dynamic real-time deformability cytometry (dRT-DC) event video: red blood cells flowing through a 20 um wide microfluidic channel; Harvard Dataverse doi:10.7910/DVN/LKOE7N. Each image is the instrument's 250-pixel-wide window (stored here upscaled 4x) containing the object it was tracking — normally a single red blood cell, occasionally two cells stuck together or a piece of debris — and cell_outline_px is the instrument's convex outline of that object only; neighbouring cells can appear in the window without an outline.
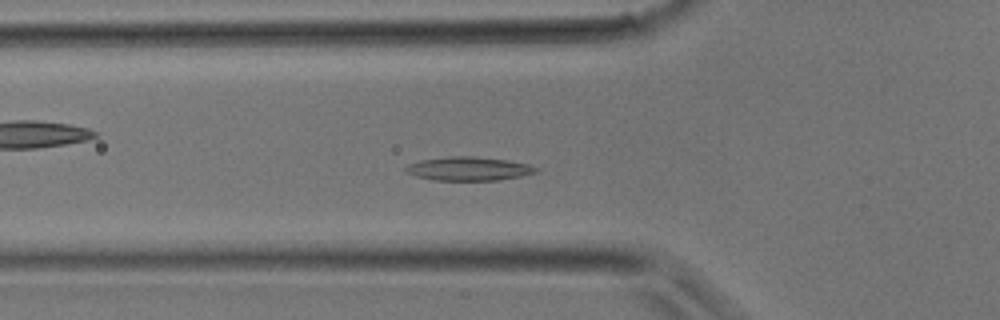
{"species": "common noctule bat (a hibernating species)", "species_latin": "Nyctalus noctula", "temperature_condition": "room temperature", "stored_images_in_passage": 34, "camera_frame_rate_fps": 3000, "um_per_image_px": 0.085, "animal": {"sex": "male", "body_mass_g": 17.9}, "frame": {"image": 1, "passage_image": 11, "time_ms": 3.333, "image_size_px": [1000, 320], "cell_outline_px": [[540, 168], [536, 172], [520, 176], [500, 180], [432, 180], [416, 176], [408, 172], [404, 168], [408, 164], [420, 160], [448, 156], [472, 156], [508, 160], [528, 164]], "centroid_in_image_um": [39.84, 14.33], "position_along_channel_um": 86.0, "area_um2": 17.98}}
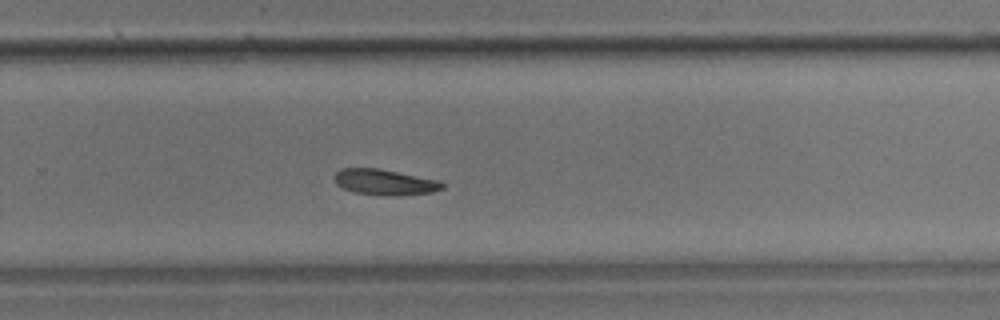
{"frame": {"image": 2, "passage_image": 22, "time_ms": 7.0, "image_size_px": [1000, 320], "cell_outline_px": [[444, 188], [432, 192], [396, 196], [384, 196], [356, 192], [340, 188], [332, 180], [332, 176], [336, 172], [344, 168], [376, 168], [440, 180], [444, 184]], "centroid_in_image_um": [32.66, 15.49], "position_along_channel_um": 297.1, "area_um2": 16.36}}
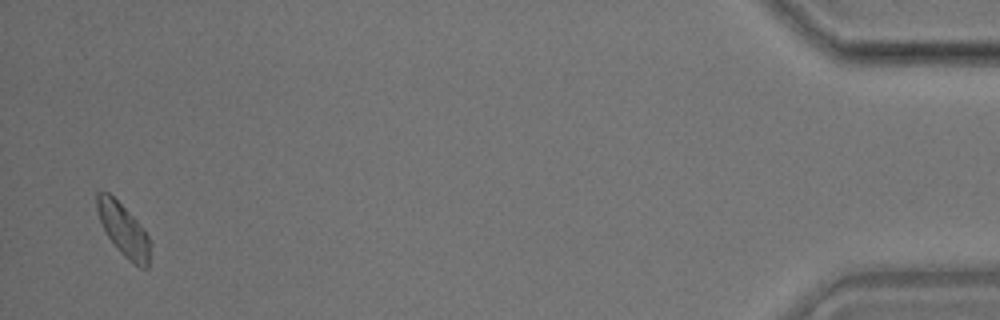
{"frame": {"image": 3, "passage_image": 33, "time_ms": 10.667, "image_size_px": [1000, 320], "cell_outline_px": [[152, 244], [148, 268], [140, 268], [124, 256], [120, 252], [108, 236], [100, 220], [96, 208], [96, 192], [108, 192], [144, 228]], "centroid_in_image_um": [10.53, 19.57], "position_along_channel_um": 424.7, "area_um2": 16.13}}